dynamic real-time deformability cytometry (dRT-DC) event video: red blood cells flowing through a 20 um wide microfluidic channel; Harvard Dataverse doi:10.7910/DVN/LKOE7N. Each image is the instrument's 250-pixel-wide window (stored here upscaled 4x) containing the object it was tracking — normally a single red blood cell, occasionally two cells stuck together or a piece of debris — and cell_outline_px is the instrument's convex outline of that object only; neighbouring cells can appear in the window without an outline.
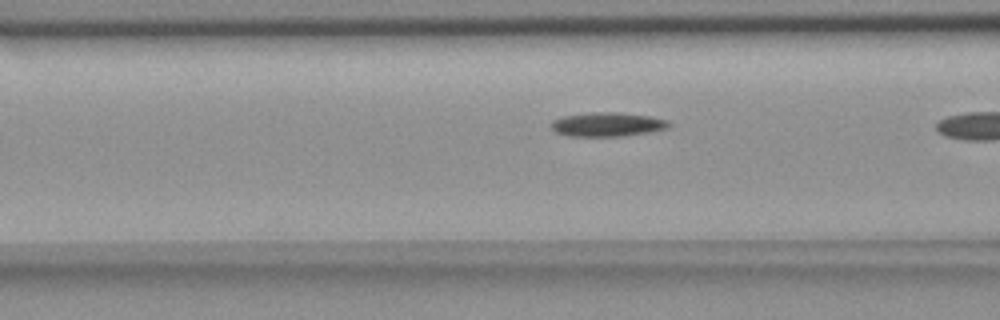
{"species": "common noctule bat (a hibernating species)", "species_latin": "Nyctalus noctula", "temperature_condition": "room temperature", "stored_images_in_passage": 18, "camera_frame_rate_fps": 3000, "um_per_image_px": 0.085, "animal": {"sex": "female", "body_mass_g": 18.4}, "frame": {"image": 1, "passage_image": 16, "time_ms": 5.0, "image_size_px": [1000, 320], "cell_outline_px": [[672, 124], [668, 128], [648, 132], [620, 136], [572, 136], [556, 132], [552, 128], [552, 120], [564, 116], [596, 112], [616, 112], [652, 116], [668, 120]], "centroid_in_image_um": [51.68, 10.57], "position_along_channel_um": 114.9, "area_um2": 16.36}}